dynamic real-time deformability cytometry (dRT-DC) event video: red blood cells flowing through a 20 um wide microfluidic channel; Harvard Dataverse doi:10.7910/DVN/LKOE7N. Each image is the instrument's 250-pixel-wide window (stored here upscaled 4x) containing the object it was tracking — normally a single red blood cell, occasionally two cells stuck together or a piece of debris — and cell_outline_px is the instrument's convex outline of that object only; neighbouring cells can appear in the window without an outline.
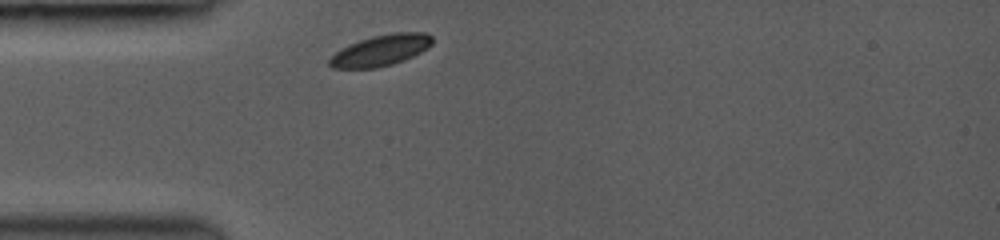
{"species": "common noctule bat (a hibernating species)", "species_latin": "Nyctalus noctula", "temperature_condition": "room temperature", "stored_images_in_passage": 30, "camera_frame_rate_fps": 3000, "um_per_image_px": 0.085, "animal": {"sex": "female", "body_mass_g": 19.0, "forearm_length_mm": 53.3}, "frame": {"image": 1, "passage_image": 1, "time_ms": 0.0, "image_size_px": [1000, 240], "cell_outline_px": [[432, 44], [428, 48], [404, 60], [392, 64], [376, 68], [332, 68], [328, 64], [328, 60], [340, 48], [348, 44], [372, 36], [392, 32], [428, 32], [432, 36]], "centroid_in_image_um": [32.37, 4.27], "position_along_channel_um": 52.6, "area_um2": 18.73}}
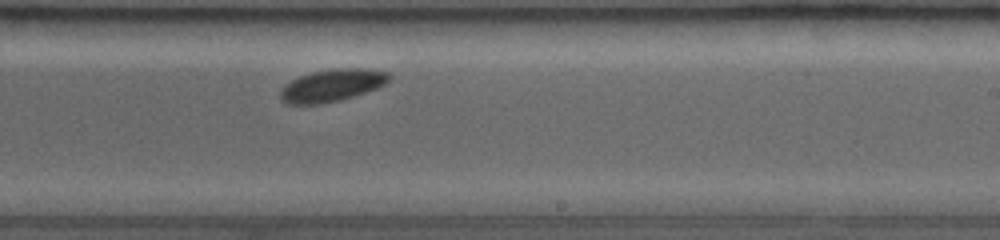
{"frame": {"image": 2, "passage_image": 17, "time_ms": 5.333, "image_size_px": [1000, 240], "cell_outline_px": [[392, 76], [384, 84], [376, 88], [340, 100], [320, 104], [288, 104], [280, 100], [280, 92], [292, 80], [300, 76], [312, 72], [332, 68], [364, 68], [388, 72]], "centroid_in_image_um": [28.23, 7.25], "position_along_channel_um": 260.8, "area_um2": 20.23}}
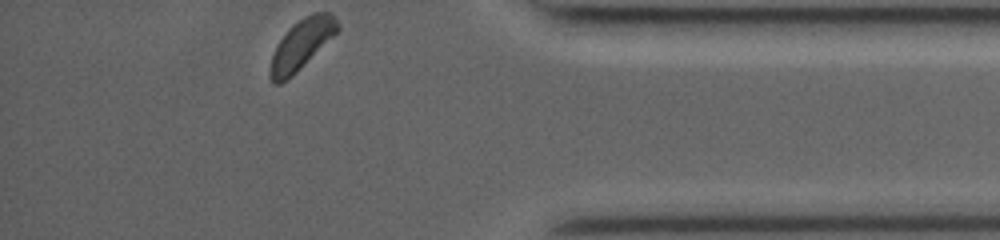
{"frame": {"image": 3, "passage_image": 30, "time_ms": 9.333, "image_size_px": [1000, 240], "cell_outline_px": [[340, 28], [288, 80], [280, 84], [272, 84], [268, 76], [268, 72], [272, 56], [280, 40], [288, 28], [292, 24], [304, 16], [312, 12], [332, 12], [340, 24]], "centroid_in_image_um": [25.59, 3.77], "position_along_channel_um": 409.6, "area_um2": 19.54}, "authors_computed_cell_mechanics": {"area_um2": 19.7676, "velocity_mm_per_s": 4.0698, "shape_relaxation_time_tau1_ms": 0.3221, "shape_relaxation_time_tau2_ms": null, "deformation_change_tau1": 0.0387, "deformation_change_tau2": null}}